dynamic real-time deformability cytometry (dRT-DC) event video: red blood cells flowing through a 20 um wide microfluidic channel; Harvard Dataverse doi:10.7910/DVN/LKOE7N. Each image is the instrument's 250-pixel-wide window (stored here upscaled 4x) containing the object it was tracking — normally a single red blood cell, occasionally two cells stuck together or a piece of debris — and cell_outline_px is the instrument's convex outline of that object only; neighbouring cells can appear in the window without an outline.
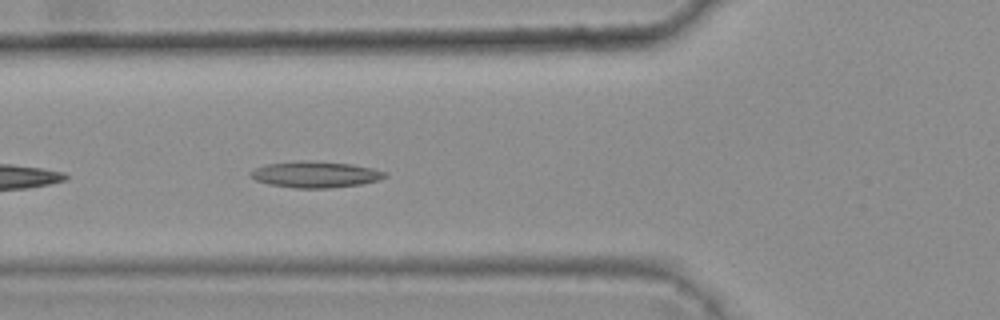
{"species": "common noctule bat (a hibernating species)", "species_latin": "Nyctalus noctula", "temperature_condition": "warm", "stored_images_in_passage": 5, "camera_frame_rate_fps": 3000, "um_per_image_px": 0.085, "animal": {"sex": "female", "body_mass_g": 25.1}, "frame": {"image": 1, "passage_image": 5, "time_ms": 1.333, "image_size_px": [1000, 320], "cell_outline_px": [[388, 176], [380, 180], [360, 184], [328, 188], [296, 188], [268, 184], [256, 180], [248, 172], [256, 168], [268, 164], [304, 160], [308, 160], [352, 164], [372, 168], [388, 172]], "centroid_in_image_um": [26.85, 14.83], "position_along_channel_um": 98.9, "area_um2": 20.52}}